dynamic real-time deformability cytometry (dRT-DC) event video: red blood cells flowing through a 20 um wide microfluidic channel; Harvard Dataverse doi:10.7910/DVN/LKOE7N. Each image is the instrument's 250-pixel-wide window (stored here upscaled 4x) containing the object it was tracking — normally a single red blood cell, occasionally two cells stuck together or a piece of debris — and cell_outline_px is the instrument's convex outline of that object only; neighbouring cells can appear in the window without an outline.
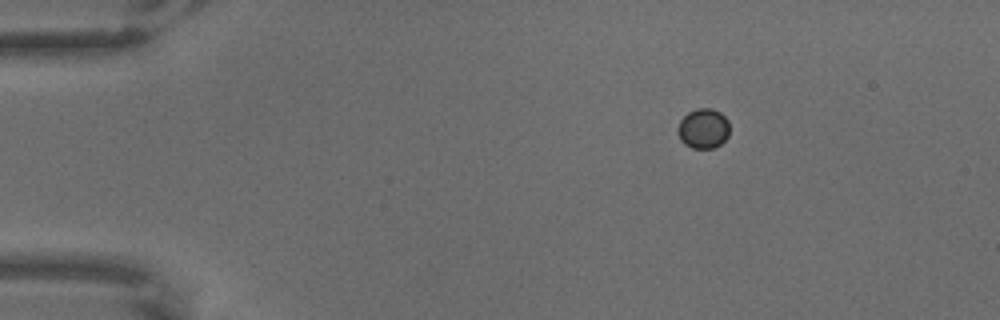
{"species": "common noctule bat (a hibernating species)", "species_latin": "Nyctalus noctula", "temperature_condition": "warm", "stored_images_in_passage": 3, "camera_frame_rate_fps": 3000, "um_per_image_px": 0.085, "animal": {"sex": "male", "body_mass_g": 18.8}, "frame": {"image": 1, "passage_image": 1, "time_ms": 0.0, "image_size_px": [1000, 320], "cell_outline_px": [[728, 136], [720, 144], [712, 148], [692, 148], [684, 144], [680, 140], [676, 132], [676, 128], [680, 120], [688, 112], [696, 108], [712, 108], [720, 112], [728, 120]], "centroid_in_image_um": [59.74, 10.91], "position_along_channel_um": 25.3, "area_um2": 12.2}}
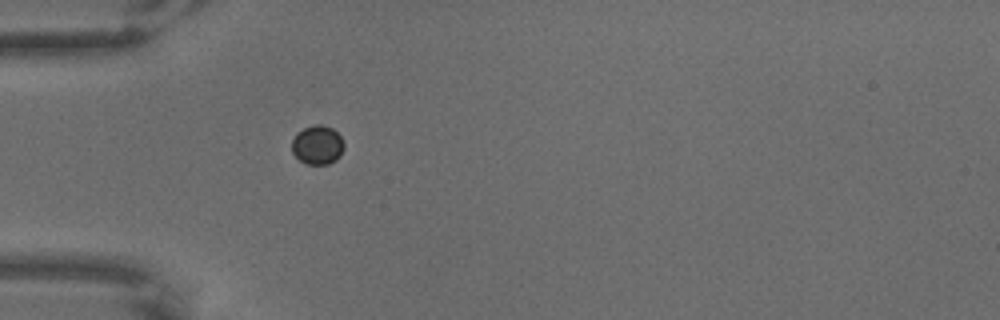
{"frame": {"image": 2, "passage_image": 3, "time_ms": 0.667, "image_size_px": [1000, 320], "cell_outline_px": [[344, 148], [340, 156], [336, 160], [328, 164], [308, 164], [300, 160], [292, 152], [292, 140], [296, 132], [304, 128], [316, 124], [320, 124], [332, 128], [340, 136], [344, 144]], "centroid_in_image_um": [26.98, 12.32], "position_along_channel_um": 58.0, "area_um2": 11.85}}